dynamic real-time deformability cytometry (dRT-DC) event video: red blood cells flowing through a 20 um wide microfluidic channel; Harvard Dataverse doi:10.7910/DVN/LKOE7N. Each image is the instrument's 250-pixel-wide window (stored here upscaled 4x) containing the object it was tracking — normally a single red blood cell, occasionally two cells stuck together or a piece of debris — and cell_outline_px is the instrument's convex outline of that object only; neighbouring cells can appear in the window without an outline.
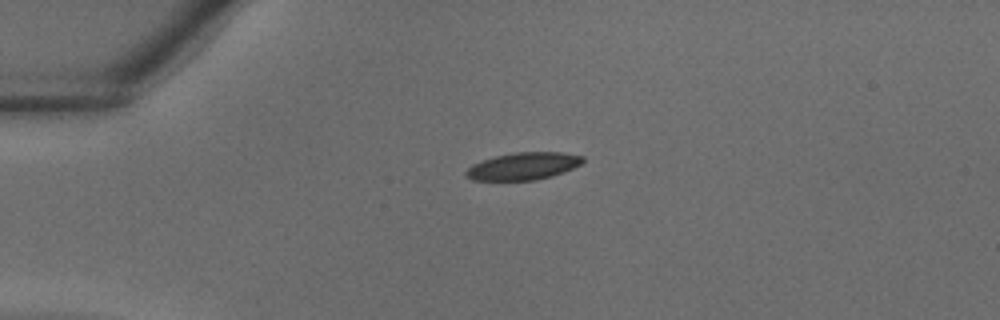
{"species": "common noctule bat (a hibernating species)", "species_latin": "Nyctalus noctula", "temperature_condition": "warm", "stored_images_in_passage": 30, "camera_frame_rate_fps": 3000, "um_per_image_px": 0.085, "animal": {"sex": "male", "body_mass_g": 18.8}, "frame": {"image": 1, "passage_image": 1, "time_ms": 0.0, "image_size_px": [1000, 320], "cell_outline_px": [[584, 160], [580, 164], [564, 172], [552, 176], [536, 180], [472, 180], [464, 176], [464, 172], [472, 164], [496, 156], [516, 152], [560, 152], [584, 156]], "centroid_in_image_um": [44.47, 14.13], "position_along_channel_um": 40.5, "area_um2": 18.55}}
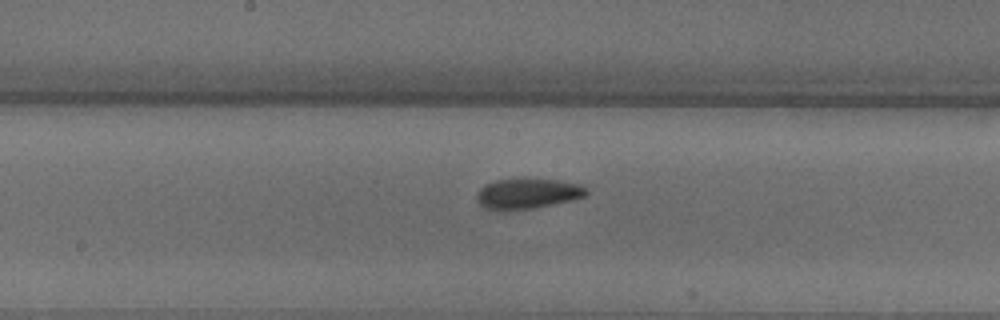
{"frame": {"image": 2, "passage_image": 12, "time_ms": 3.667, "image_size_px": [1000, 320], "cell_outline_px": [[588, 192], [584, 196], [572, 200], [532, 208], [504, 212], [484, 208], [476, 200], [476, 196], [480, 188], [484, 184], [496, 180], [524, 176], [556, 180], [580, 184], [588, 188]], "centroid_in_image_um": [44.79, 16.43], "position_along_channel_um": 203.4, "area_um2": 20.17}}
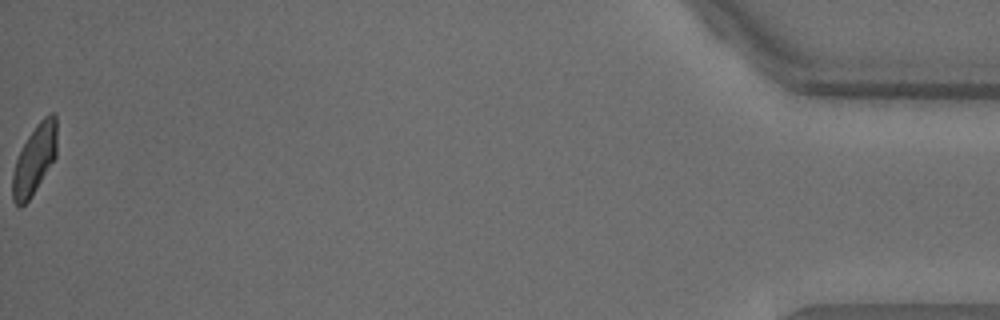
{"frame": {"image": 3, "passage_image": 30, "time_ms": 9.667, "image_size_px": [1000, 320], "cell_outline_px": [[56, 156], [36, 188], [28, 200], [20, 208], [12, 200], [12, 172], [16, 160], [28, 136], [36, 124], [44, 116], [52, 112], [56, 112]], "centroid_in_image_um": [2.92, 13.53], "position_along_channel_um": 432.3, "area_um2": 17.74}}